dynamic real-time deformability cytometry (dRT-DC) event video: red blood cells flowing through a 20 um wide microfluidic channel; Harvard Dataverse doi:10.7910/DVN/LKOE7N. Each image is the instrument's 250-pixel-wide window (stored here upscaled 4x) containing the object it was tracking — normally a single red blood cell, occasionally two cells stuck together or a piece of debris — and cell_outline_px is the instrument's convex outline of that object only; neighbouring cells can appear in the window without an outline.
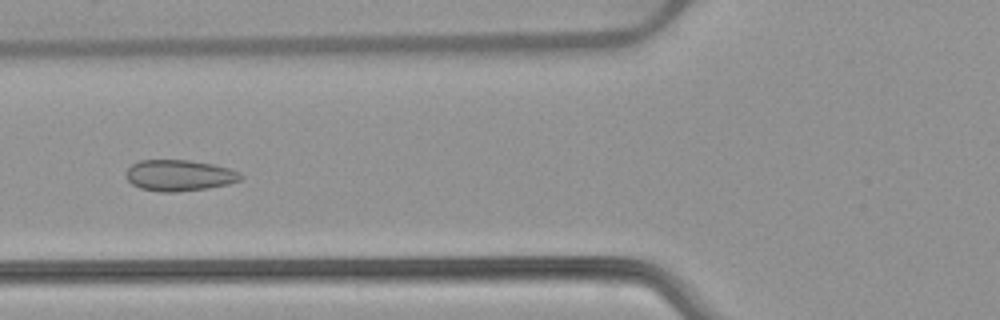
{"species": "common noctule bat (a hibernating species)", "species_latin": "Nyctalus noctula", "temperature_condition": "warm", "stored_images_in_passage": 42, "camera_frame_rate_fps": 3000, "um_per_image_px": 0.085, "animal": {"sex": "female", "body_mass_g": 22.7, "forearm_length_mm": 54.2}, "frame": {"image": 1, "passage_image": 10, "time_ms": 3.0, "image_size_px": [1000, 320], "cell_outline_px": [[244, 176], [240, 180], [228, 184], [208, 188], [176, 192], [160, 192], [140, 188], [132, 184], [128, 180], [128, 168], [132, 164], [140, 160], [188, 160], [212, 164], [228, 168], [240, 172]], "centroid_in_image_um": [15.26, 14.91], "position_along_channel_um": 110.5, "area_um2": 20.69}}
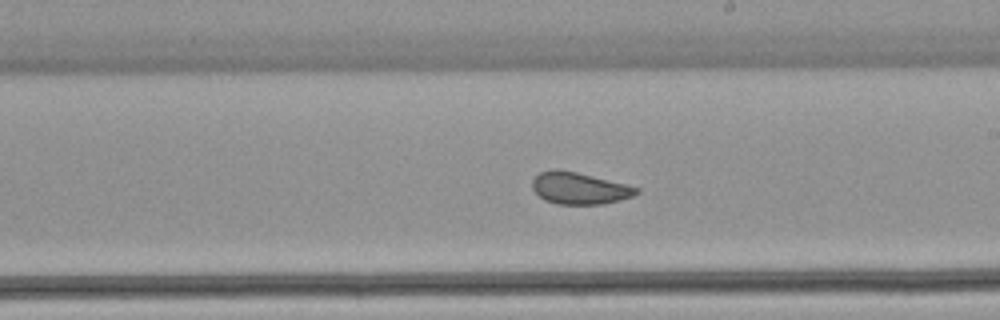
{"frame": {"image": 2, "passage_image": 20, "time_ms": 6.333, "image_size_px": [1000, 320], "cell_outline_px": [[640, 192], [632, 196], [620, 200], [604, 204], [556, 204], [544, 200], [532, 188], [532, 180], [540, 172], [556, 168], [576, 172], [628, 184], [640, 188]], "centroid_in_image_um": [49.26, 16.0], "position_along_channel_um": 239.7, "area_um2": 19.42}}
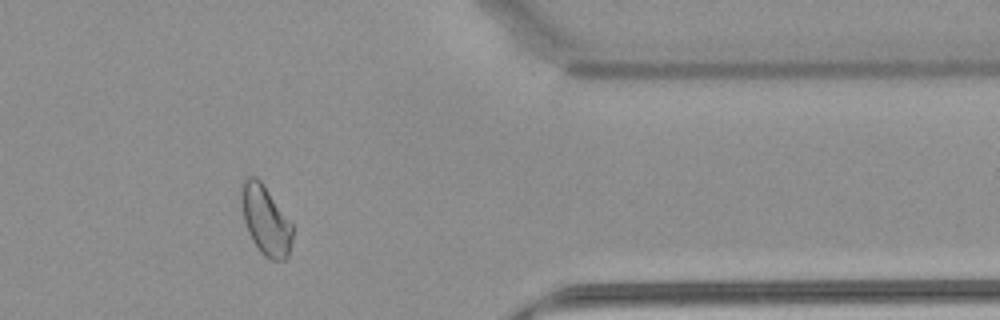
{"frame": {"image": 3, "passage_image": 33, "time_ms": 10.667, "image_size_px": [1000, 320], "cell_outline_px": [[292, 240], [288, 256], [284, 260], [272, 260], [264, 256], [260, 252], [252, 240], [248, 232], [244, 220], [240, 184], [248, 176], [256, 176], [260, 180], [292, 224]], "centroid_in_image_um": [22.57, 18.73], "position_along_channel_um": 388.8, "area_um2": 20.4}, "authors_computed_cell_mechanics": {"area_um2": 20.6057, "velocity_mm_per_s": 3.8806, "shape_relaxation_time_tau1_ms": null, "shape_relaxation_time_tau2_ms": 0.8393, "deformation_change_tau1": null, "deformation_change_tau2": 0.0468}}